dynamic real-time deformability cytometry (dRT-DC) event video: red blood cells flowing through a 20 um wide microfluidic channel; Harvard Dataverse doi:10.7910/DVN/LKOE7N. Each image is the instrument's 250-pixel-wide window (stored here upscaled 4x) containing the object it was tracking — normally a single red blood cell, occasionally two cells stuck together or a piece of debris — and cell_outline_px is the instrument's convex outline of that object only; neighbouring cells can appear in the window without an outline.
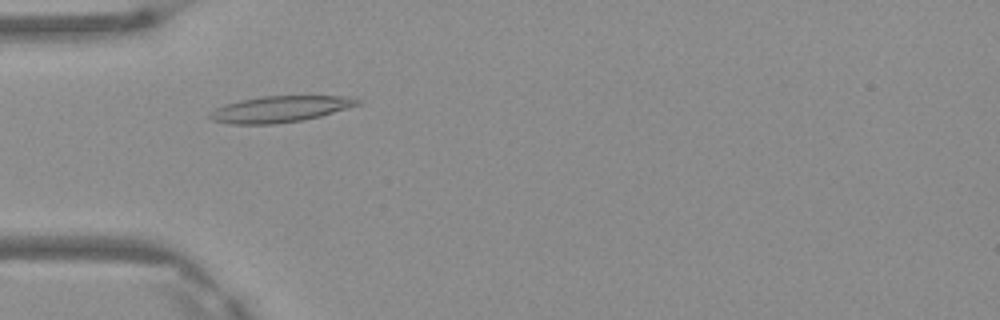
{"species": "Egyptian fruit bat (a non-hibernating species)", "species_latin": "Rousettus aegyptiacus", "temperature_condition": "warm", "stored_images_in_passage": 6, "camera_frame_rate_fps": 3000, "um_per_image_px": 0.085, "frame": {"image": 1, "passage_image": 4, "time_ms": 1.0, "image_size_px": [1000, 320], "cell_outline_px": [[360, 104], [320, 116], [304, 120], [272, 124], [228, 124], [212, 120], [208, 116], [216, 108], [224, 104], [240, 100], [264, 96], [356, 96], [360, 100]], "centroid_in_image_um": [23.82, 9.27], "position_along_channel_um": 61.2, "area_um2": 22.54}}
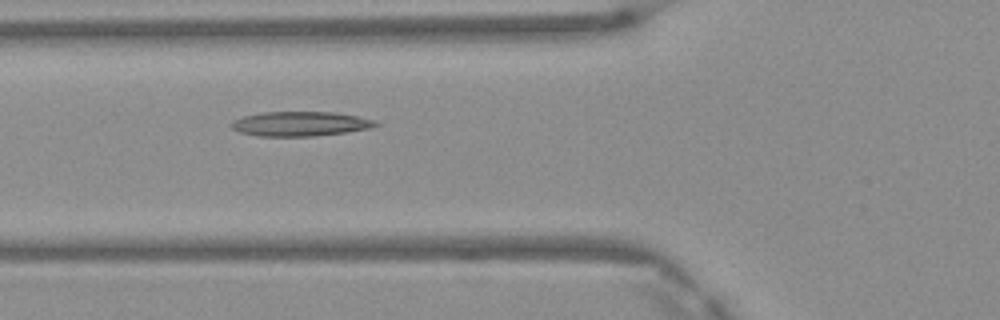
{"frame": {"image": 2, "passage_image": 5, "time_ms": 1.333, "image_size_px": [1000, 320], "cell_outline_px": [[380, 124], [372, 128], [316, 136], [256, 136], [240, 132], [232, 128], [228, 124], [232, 120], [244, 116], [264, 112], [332, 112], [356, 116], [376, 120]], "centroid_in_image_um": [25.5, 10.53], "position_along_channel_um": 100.3, "area_um2": 20.69}}
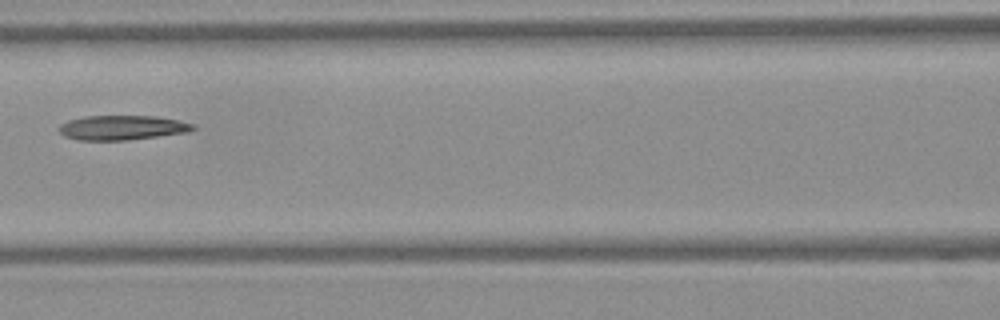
{"frame": {"image": 3, "passage_image": 6, "time_ms": 1.667, "image_size_px": [1000, 320], "cell_outline_px": [[196, 128], [188, 132], [128, 140], [76, 140], [64, 136], [56, 128], [60, 124], [68, 120], [84, 116], [156, 116], [196, 124]], "centroid_in_image_um": [10.35, 10.85], "position_along_channel_um": 156.3, "area_um2": 19.31}}